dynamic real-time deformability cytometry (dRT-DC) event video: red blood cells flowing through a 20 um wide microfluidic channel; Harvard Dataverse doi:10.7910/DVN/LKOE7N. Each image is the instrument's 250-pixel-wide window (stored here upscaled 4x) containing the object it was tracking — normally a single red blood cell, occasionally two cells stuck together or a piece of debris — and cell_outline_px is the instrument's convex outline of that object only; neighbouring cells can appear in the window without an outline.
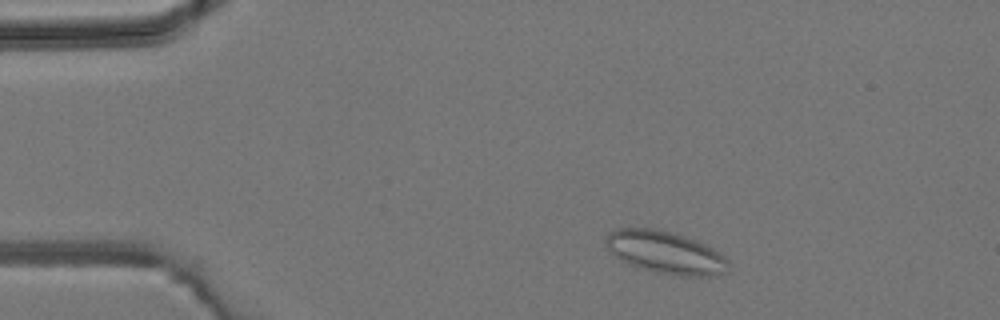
{"species": "common noctule bat (a hibernating species)", "species_latin": "Nyctalus noctula", "temperature_condition": "room temperature", "stored_images_in_passage": 4, "camera_frame_rate_fps": 3000, "um_per_image_px": 0.085, "animal": {"sex": "male", "body_mass_g": 19.2, "forearm_length_mm": 51.8}, "frame": {"image": 1, "passage_image": 2, "time_ms": 1.0, "image_size_px": [1000, 320], "cell_outline_px": [[728, 264], [724, 272], [708, 276], [676, 276], [656, 272], [628, 264], [620, 260], [604, 244], [604, 240], [608, 232], [616, 228], [652, 228], [684, 236], [696, 240], [712, 248], [724, 256], [728, 260]], "centroid_in_image_um": [56.51, 21.45], "position_along_channel_um": 28.5, "area_um2": 30.11}}